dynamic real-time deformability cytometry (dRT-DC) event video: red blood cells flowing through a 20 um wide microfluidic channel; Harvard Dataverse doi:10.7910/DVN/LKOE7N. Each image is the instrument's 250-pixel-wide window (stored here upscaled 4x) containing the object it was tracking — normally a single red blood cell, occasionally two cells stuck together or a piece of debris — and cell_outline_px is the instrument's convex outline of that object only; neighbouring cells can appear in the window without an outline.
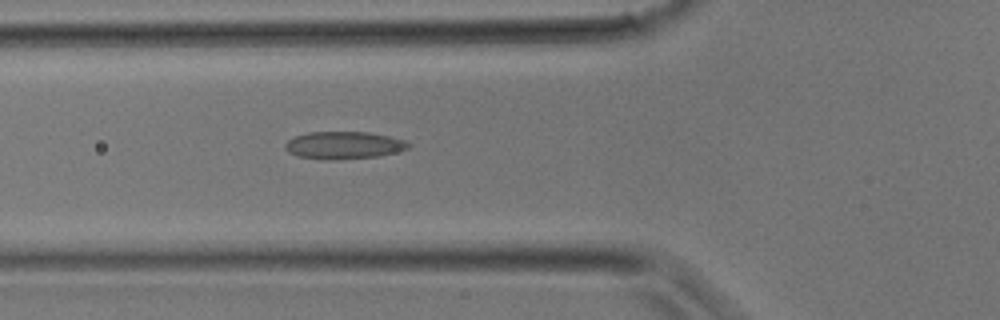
{"species": "common noctule bat (a hibernating species)", "species_latin": "Nyctalus noctula", "temperature_condition": "room temperature", "stored_images_in_passage": 22, "camera_frame_rate_fps": 3000, "um_per_image_px": 0.085, "animal": {"sex": "male", "body_mass_g": 17.9}, "frame": {"image": 1, "passage_image": 2, "time_ms": 0.333, "image_size_px": [1000, 320], "cell_outline_px": [[412, 144], [408, 148], [396, 152], [380, 156], [336, 160], [320, 160], [296, 156], [288, 152], [284, 148], [284, 144], [288, 140], [296, 136], [308, 132], [368, 132], [388, 136], [404, 140]], "centroid_in_image_um": [29.19, 12.36], "position_along_channel_um": 96.6, "area_um2": 19.94}}
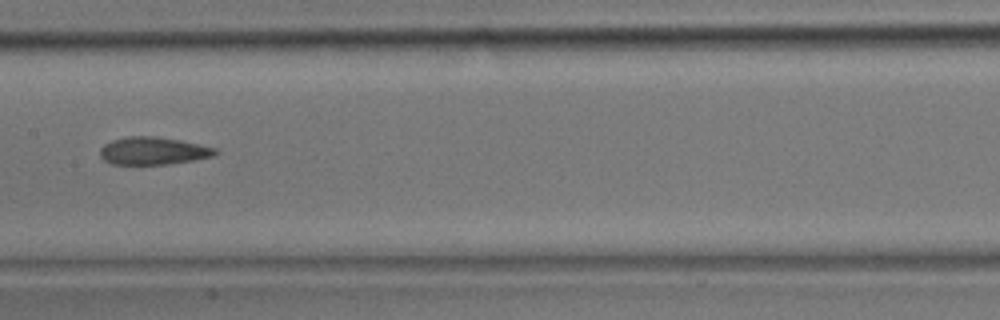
{"frame": {"image": 2, "passage_image": 7, "time_ms": 2.0, "image_size_px": [1000, 320], "cell_outline_px": [[220, 152], [212, 156], [192, 160], [168, 164], [112, 164], [104, 160], [100, 156], [100, 148], [104, 144], [112, 140], [128, 136], [152, 136], [180, 140], [216, 148]], "centroid_in_image_um": [13.0, 12.82], "position_along_channel_um": 194.4, "area_um2": 18.44}}
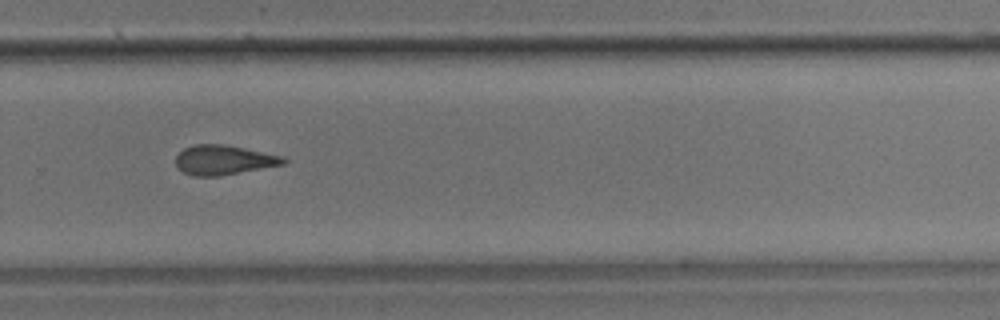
{"frame": {"image": 3, "passage_image": 13, "time_ms": 4.0, "image_size_px": [1000, 320], "cell_outline_px": [[288, 164], [220, 176], [192, 176], [184, 172], [176, 164], [176, 156], [184, 148], [196, 144], [224, 144], [284, 156], [288, 160]], "centroid_in_image_um": [19.08, 13.6], "position_along_channel_um": 310.7, "area_um2": 18.73}}